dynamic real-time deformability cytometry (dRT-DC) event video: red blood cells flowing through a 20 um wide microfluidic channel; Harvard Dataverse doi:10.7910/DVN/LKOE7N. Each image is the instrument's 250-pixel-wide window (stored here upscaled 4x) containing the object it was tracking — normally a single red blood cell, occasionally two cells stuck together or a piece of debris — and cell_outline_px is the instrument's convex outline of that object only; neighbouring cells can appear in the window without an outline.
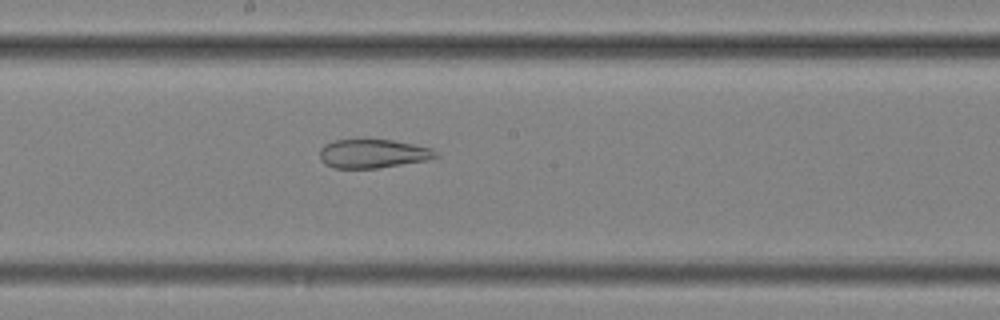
{"species": "common noctule bat (a hibernating species)", "species_latin": "Nyctalus noctula", "temperature_condition": "cold", "stored_images_in_passage": 8, "camera_frame_rate_fps": 3000, "um_per_image_px": 0.085, "animal": {"sex": "female", "body_mass_g": 25.1}, "frame": {"image": 1, "passage_image": 8, "time_ms": 2.333, "image_size_px": [1000, 320], "cell_outline_px": [[440, 156], [428, 160], [376, 168], [332, 168], [324, 164], [320, 160], [320, 148], [324, 144], [336, 140], [392, 140], [432, 148], [440, 152]], "centroid_in_image_um": [31.71, 13.06], "position_along_channel_um": 216.5, "area_um2": 19.54}}